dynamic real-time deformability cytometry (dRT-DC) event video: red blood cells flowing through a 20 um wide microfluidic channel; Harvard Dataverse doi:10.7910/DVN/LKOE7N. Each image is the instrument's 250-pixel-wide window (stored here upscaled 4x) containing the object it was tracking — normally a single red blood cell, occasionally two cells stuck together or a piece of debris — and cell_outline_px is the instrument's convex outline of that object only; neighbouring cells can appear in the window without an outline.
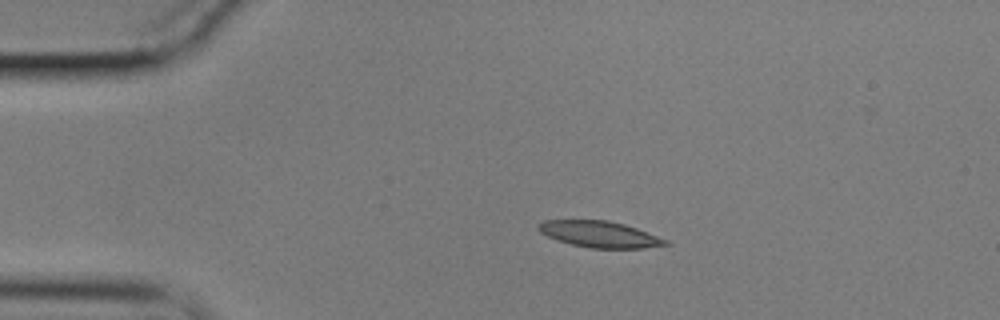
{"species": "common noctule bat (a hibernating species)", "species_latin": "Nyctalus noctula", "temperature_condition": "cold", "stored_images_in_passage": 47, "camera_frame_rate_fps": 3000, "um_per_image_px": 0.085, "animal": {"sex": "male", "body_mass_g": 17.9}, "frame": {"image": 1, "passage_image": 1, "time_ms": 0.0, "image_size_px": [1000, 320], "cell_outline_px": [[672, 244], [644, 248], [592, 248], [572, 244], [548, 236], [540, 232], [536, 228], [536, 224], [544, 220], [608, 220], [624, 224], [636, 228], [668, 240]], "centroid_in_image_um": [50.97, 19.9], "position_along_channel_um": 34.0, "area_um2": 19.36}}
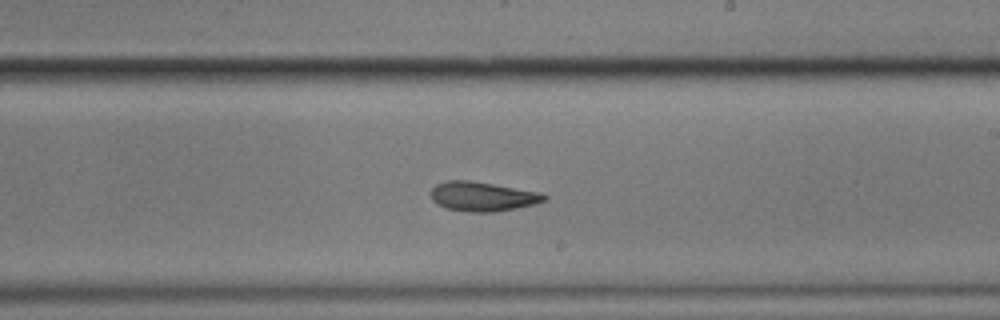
{"frame": {"image": 2, "passage_image": 23, "time_ms": 7.333, "image_size_px": [1000, 320], "cell_outline_px": [[548, 196], [544, 200], [536, 204], [496, 212], [468, 212], [448, 208], [436, 204], [432, 200], [428, 192], [436, 184], [448, 180], [472, 180], [540, 192]], "centroid_in_image_um": [40.98, 16.69], "position_along_channel_um": 248.0, "area_um2": 19.65}}
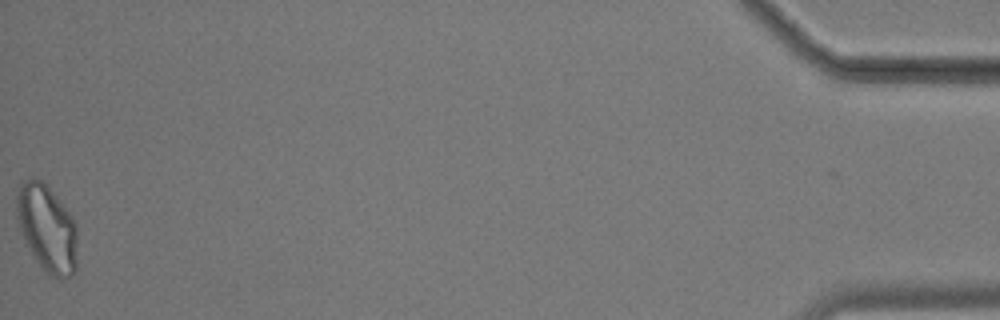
{"frame": {"image": 3, "passage_image": 47, "time_ms": 15.333, "image_size_px": [1000, 320], "cell_outline_px": [[76, 272], [72, 276], [48, 276], [36, 260], [20, 232], [16, 216], [16, 196], [20, 184], [24, 180], [32, 176], [36, 176], [48, 188], [72, 216], [76, 224]], "centroid_in_image_um": [3.97, 19.39], "position_along_channel_um": 431.2, "area_um2": 30.63}, "authors_computed_cell_mechanics": {"area_um2": 20.23, "velocity_mm_per_s": 3.4794, "shape_relaxation_time_tau1_ms": null, "shape_relaxation_time_tau2_ms": 6.4905, "deformation_change_tau1": null, "deformation_change_tau2": 0.1463}}